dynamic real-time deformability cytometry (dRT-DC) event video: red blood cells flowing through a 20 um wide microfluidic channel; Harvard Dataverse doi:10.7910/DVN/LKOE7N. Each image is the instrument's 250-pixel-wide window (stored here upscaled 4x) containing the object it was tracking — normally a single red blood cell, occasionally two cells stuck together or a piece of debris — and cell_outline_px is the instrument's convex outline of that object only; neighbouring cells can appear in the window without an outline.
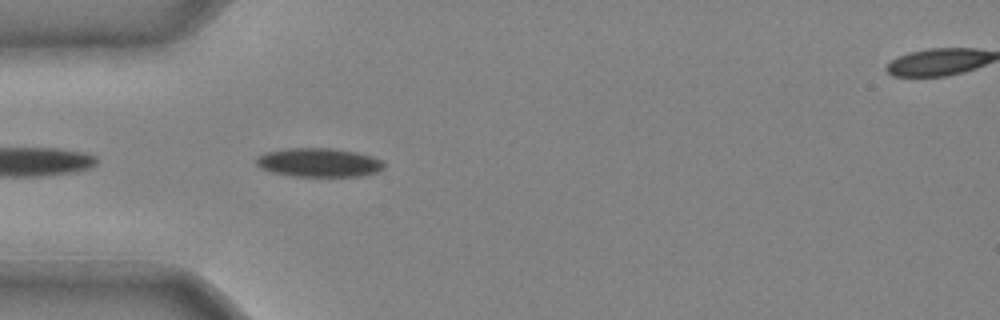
{"species": "common noctule bat (a hibernating species)", "species_latin": "Nyctalus noctula", "temperature_condition": "cold", "stored_images_in_passage": 5, "camera_frame_rate_fps": 3000, "um_per_image_px": 0.085, "animal": {"sex": "male", "body_mass_g": 20.4}, "frame": {"image": 1, "passage_image": 2, "time_ms": 0.333, "image_size_px": [1000, 320], "cell_outline_px": [[384, 168], [376, 172], [360, 176], [292, 176], [272, 172], [260, 168], [256, 164], [256, 156], [264, 152], [288, 148], [332, 148], [356, 152], [372, 156], [380, 160], [384, 164]], "centroid_in_image_um": [27.06, 13.81], "position_along_channel_um": 57.9, "area_um2": 21.5}}